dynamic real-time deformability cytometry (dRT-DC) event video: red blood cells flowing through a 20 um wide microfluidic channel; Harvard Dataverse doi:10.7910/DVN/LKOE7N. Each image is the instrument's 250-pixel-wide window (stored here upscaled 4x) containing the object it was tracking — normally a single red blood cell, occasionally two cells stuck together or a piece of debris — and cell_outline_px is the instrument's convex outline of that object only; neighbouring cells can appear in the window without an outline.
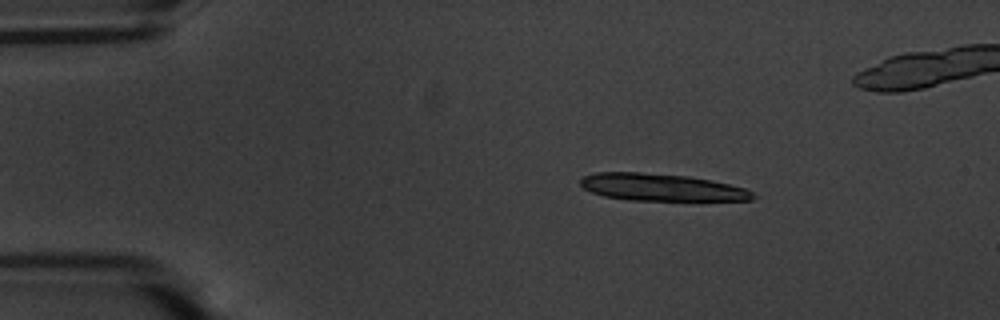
{"species": "common noctule bat (a hibernating species)", "species_latin": "Nyctalus noctula", "temperature_condition": "warm", "stored_images_in_passage": 26, "camera_frame_rate_fps": 3000, "um_per_image_px": 0.085, "animal": {"sex": "male", "body_mass_g": 20.1, "forearm_length_mm": 53.5}, "frame": {"image": 1, "passage_image": 5, "time_ms": 1.333, "image_size_px": [1000, 320], "cell_outline_px": [[756, 196], [752, 200], [632, 200], [604, 196], [592, 192], [584, 188], [580, 184], [580, 180], [584, 176], [596, 172], [640, 172], [688, 176], [712, 180], [744, 188], [752, 192]], "centroid_in_image_um": [56.21, 15.91], "position_along_channel_um": 28.8, "area_um2": 27.11}}